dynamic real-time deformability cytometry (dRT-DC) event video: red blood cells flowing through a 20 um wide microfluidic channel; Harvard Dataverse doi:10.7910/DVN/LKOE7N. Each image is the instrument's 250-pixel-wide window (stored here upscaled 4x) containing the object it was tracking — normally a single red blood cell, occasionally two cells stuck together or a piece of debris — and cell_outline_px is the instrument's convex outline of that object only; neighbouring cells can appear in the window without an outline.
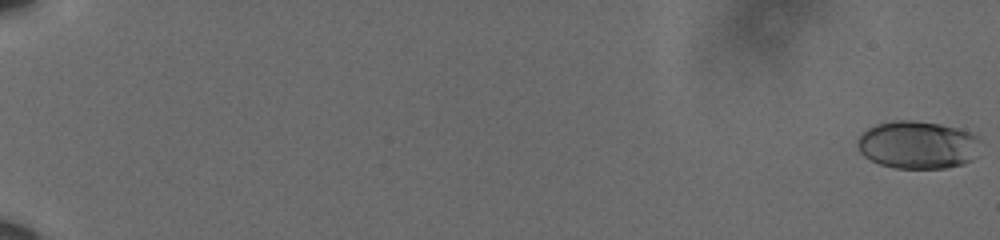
{"species": "human", "species_latin": "Homo sapiens", "temperature_condition": "cold", "stored_images_in_passage": 48, "camera_frame_rate_fps": 3000, "um_per_image_px": 0.085, "donor": {"sex": "male"}, "frame": {"image": 1, "passage_image": 1, "time_ms": 0.0, "image_size_px": [1000, 240], "cell_outline_px": [[980, 140], [972, 160], [964, 164], [944, 168], [896, 168], [880, 164], [864, 156], [860, 152], [856, 144], [856, 140], [868, 128], [876, 124], [892, 120], [916, 120], [940, 124], [956, 128], [968, 132], [976, 136]], "centroid_in_image_um": [77.96, 12.31], "position_along_channel_um": 7.0, "area_um2": 34.16}}
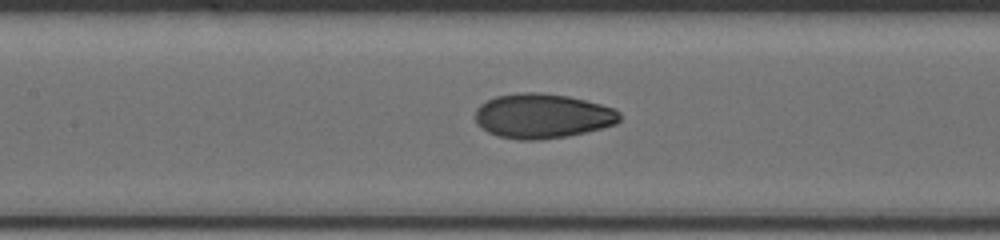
{"frame": {"image": 2, "passage_image": 21, "time_ms": 6.667, "image_size_px": [1000, 240], "cell_outline_px": [[620, 120], [616, 124], [568, 136], [540, 140], [520, 140], [496, 136], [488, 132], [476, 124], [476, 108], [480, 104], [496, 96], [520, 92], [544, 92], [568, 96], [600, 104], [612, 108], [620, 112]], "centroid_in_image_um": [46.08, 9.86], "position_along_channel_um": 161.3, "area_um2": 37.69}}
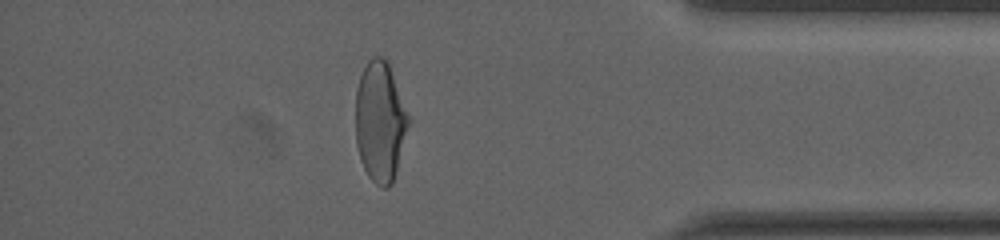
{"frame": {"image": 3, "passage_image": 42, "time_ms": 13.667, "image_size_px": [1000, 240], "cell_outline_px": [[408, 124], [392, 184], [388, 188], [384, 188], [376, 184], [368, 176], [360, 160], [356, 144], [356, 88], [360, 76], [368, 60], [372, 56], [380, 56], [388, 60], [408, 116]], "centroid_in_image_um": [32.27, 10.31], "position_along_channel_um": 402.9, "area_um2": 36.59}, "authors_computed_cell_mechanics": {"area_um2": 36.4718, "velocity_mm_per_s": 3.6322, "shape_relaxation_time_tau1_ms": 5.455, "shape_relaxation_time_tau2_ms": 1.1968, "deformation_change_tau1": 0.1805, "deformation_change_tau2": 0.0522}}